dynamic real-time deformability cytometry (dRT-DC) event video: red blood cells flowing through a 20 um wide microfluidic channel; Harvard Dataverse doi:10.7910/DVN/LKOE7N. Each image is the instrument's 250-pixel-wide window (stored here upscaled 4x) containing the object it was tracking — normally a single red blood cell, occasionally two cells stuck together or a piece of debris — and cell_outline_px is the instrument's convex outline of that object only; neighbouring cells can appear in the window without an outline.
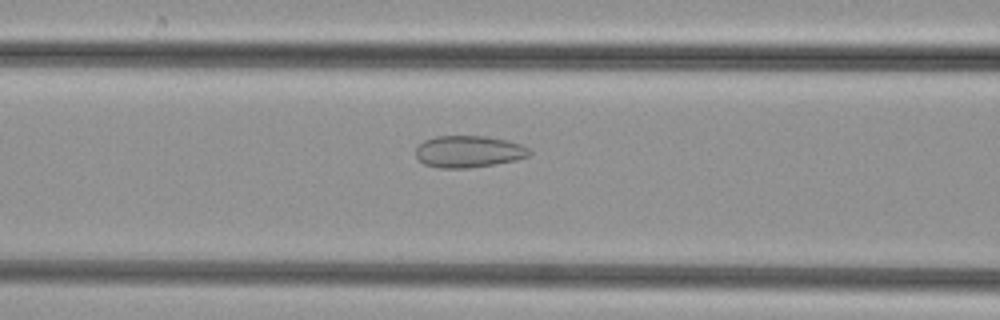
{"species": "common noctule bat (a hibernating species)", "species_latin": "Nyctalus noctula", "temperature_condition": "cold", "stored_images_in_passage": 29, "camera_frame_rate_fps": 3000, "um_per_image_px": 0.085, "animal": {"sex": "female", "body_mass_g": 29.2, "forearm_length_mm": 56.3}, "frame": {"image": 1, "passage_image": 5, "time_ms": 1.333, "image_size_px": [1000, 320], "cell_outline_px": [[532, 152], [528, 156], [516, 160], [468, 168], [440, 168], [424, 164], [416, 156], [416, 148], [424, 140], [436, 136], [488, 136], [508, 140], [520, 144], [528, 148]], "centroid_in_image_um": [39.83, 12.87], "position_along_channel_um": 126.8, "area_um2": 21.04}}
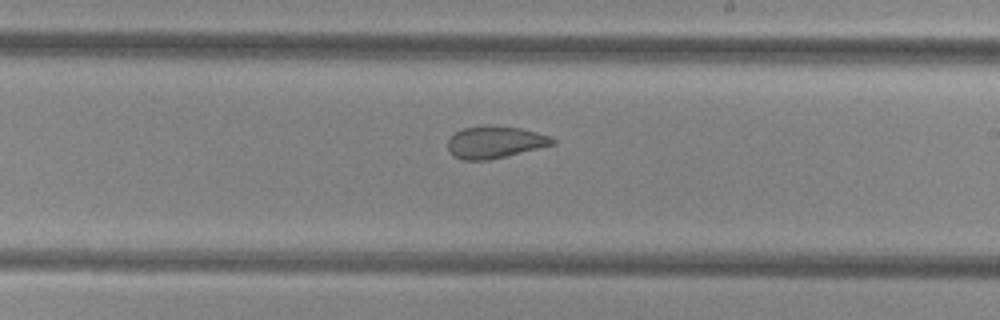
{"frame": {"image": 2, "passage_image": 14, "time_ms": 4.333, "image_size_px": [1000, 320], "cell_outline_px": [[556, 144], [488, 160], [464, 160], [456, 156], [448, 148], [448, 140], [456, 132], [464, 128], [520, 128], [552, 136], [556, 140]], "centroid_in_image_um": [42.13, 12.12], "position_along_channel_um": 246.9, "area_um2": 18.67}}
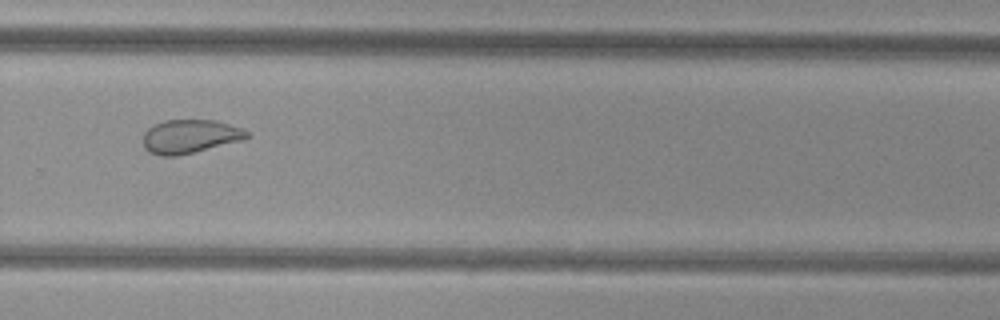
{"frame": {"image": 3, "passage_image": 19, "time_ms": 6.0, "image_size_px": [1000, 320], "cell_outline_px": [[252, 136], [244, 140], [176, 156], [160, 156], [148, 152], [144, 148], [144, 132], [148, 128], [164, 120], [216, 120], [244, 128], [252, 132]], "centroid_in_image_um": [16.21, 11.59], "position_along_channel_um": 313.6, "area_um2": 20.63}}